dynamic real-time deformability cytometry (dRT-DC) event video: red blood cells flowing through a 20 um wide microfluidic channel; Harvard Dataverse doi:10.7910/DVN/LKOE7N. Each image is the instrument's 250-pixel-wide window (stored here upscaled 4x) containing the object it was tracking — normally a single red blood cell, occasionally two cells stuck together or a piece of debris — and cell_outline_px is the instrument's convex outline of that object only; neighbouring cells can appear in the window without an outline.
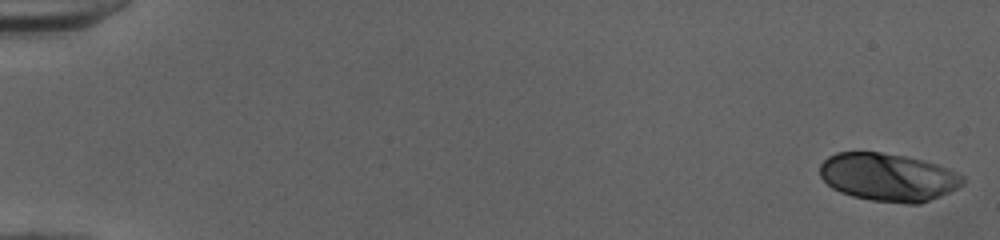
{"species": "human", "species_latin": "Homo sapiens", "temperature_condition": "cold", "stored_images_in_passage": 51, "camera_frame_rate_fps": 3000, "um_per_image_px": 0.085, "donor": {"sex": "female"}, "frame": {"image": 1, "passage_image": 1, "time_ms": 0.0, "image_size_px": [1000, 240], "cell_outline_px": [[964, 184], [940, 196], [920, 204], [908, 204], [872, 200], [852, 196], [840, 192], [832, 188], [820, 176], [820, 164], [828, 156], [836, 152], [880, 152], [904, 156], [936, 164], [948, 168], [964, 176]], "centroid_in_image_um": [75.48, 15.06], "position_along_channel_um": 9.5, "area_um2": 39.82}}
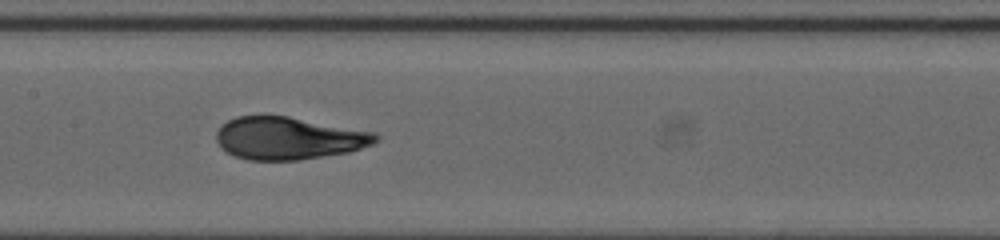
{"frame": {"image": 2, "passage_image": 27, "time_ms": 8.667, "image_size_px": [1000, 240], "cell_outline_px": [[380, 140], [372, 144], [348, 152], [300, 160], [248, 160], [236, 156], [220, 148], [216, 140], [216, 132], [228, 120], [236, 116], [288, 116], [376, 132], [380, 136]], "centroid_in_image_um": [24.55, 11.75], "position_along_channel_um": 182.8, "area_um2": 39.48}}
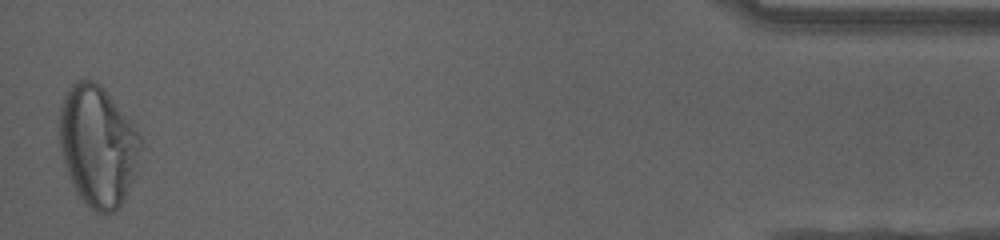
{"frame": {"image": 3, "passage_image": 51, "time_ms": 16.667, "image_size_px": [1000, 240], "cell_outline_px": [[144, 144], [124, 200], [116, 212], [96, 212], [84, 204], [76, 192], [72, 184], [60, 148], [60, 108], [64, 96], [68, 88], [76, 80], [92, 80], [100, 84], [104, 88], [144, 140]], "centroid_in_image_um": [8.32, 12.4], "position_along_channel_um": 426.9, "area_um2": 56.82}, "authors_computed_cell_mechanics": {"area_um2": 39.8242, "velocity_mm_per_s": 4.0173, "shape_relaxation_time_tau1_ms": 6.6284, "shape_relaxation_time_tau2_ms": null, "deformation_change_tau1": 0.2355, "deformation_change_tau2": null}}